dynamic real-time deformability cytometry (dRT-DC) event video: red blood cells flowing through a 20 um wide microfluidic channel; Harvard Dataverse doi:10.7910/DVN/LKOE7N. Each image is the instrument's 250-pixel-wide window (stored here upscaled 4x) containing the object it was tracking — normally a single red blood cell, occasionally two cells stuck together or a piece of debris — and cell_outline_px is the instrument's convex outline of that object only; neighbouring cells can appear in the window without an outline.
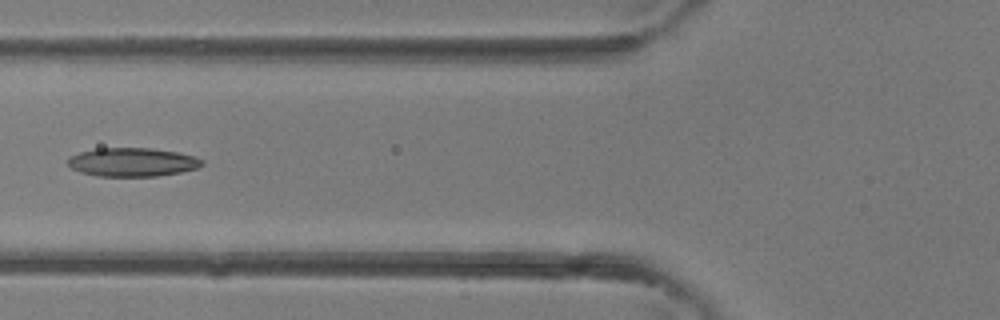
{"species": "common noctule bat (a hibernating species)", "species_latin": "Nyctalus noctula", "temperature_condition": "room temperature", "stored_images_in_passage": 4, "camera_frame_rate_fps": 3000, "um_per_image_px": 0.085, "animal": {"sex": "female"}, "frame": {"image": 1, "passage_image": 4, "time_ms": 1.0, "image_size_px": [1000, 320], "cell_outline_px": [[204, 164], [196, 168], [180, 172], [156, 176], [96, 176], [80, 172], [72, 168], [68, 164], [68, 156], [80, 152], [96, 148], [152, 148], [176, 152], [192, 156], [204, 160]], "centroid_in_image_um": [11.22, 13.78], "position_along_channel_um": 114.6, "area_um2": 22.37}}